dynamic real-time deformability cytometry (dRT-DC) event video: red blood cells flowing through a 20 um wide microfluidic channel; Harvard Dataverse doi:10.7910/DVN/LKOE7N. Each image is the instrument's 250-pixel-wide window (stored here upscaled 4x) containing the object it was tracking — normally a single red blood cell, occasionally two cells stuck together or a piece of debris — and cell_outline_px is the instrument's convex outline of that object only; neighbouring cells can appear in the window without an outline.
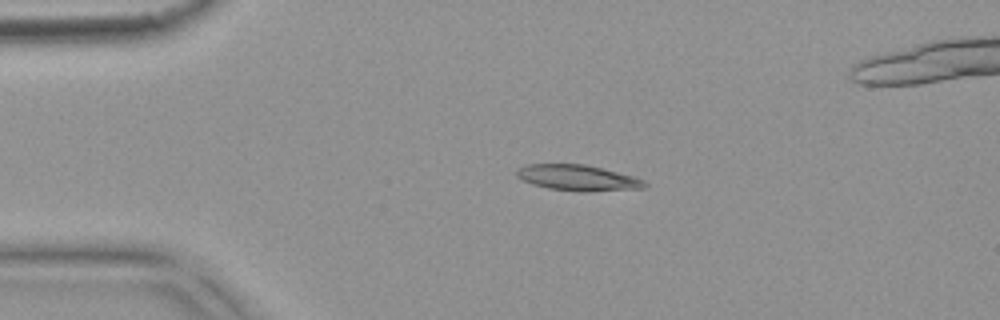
{"species": "common noctule bat (a hibernating species)", "species_latin": "Nyctalus noctula", "temperature_condition": "warm", "stored_images_in_passage": 5, "camera_frame_rate_fps": 3000, "um_per_image_px": 0.085, "animal": {"sex": "female", "body_mass_g": 18.4}, "frame": {"image": 1, "passage_image": 3, "time_ms": 0.667, "image_size_px": [1000, 320], "cell_outline_px": [[648, 184], [644, 188], [588, 192], [580, 192], [548, 188], [532, 184], [516, 176], [516, 172], [520, 168], [528, 164], [584, 164], [632, 176], [644, 180]], "centroid_in_image_um": [49.12, 15.12], "position_along_channel_um": 35.9, "area_um2": 19.07}}